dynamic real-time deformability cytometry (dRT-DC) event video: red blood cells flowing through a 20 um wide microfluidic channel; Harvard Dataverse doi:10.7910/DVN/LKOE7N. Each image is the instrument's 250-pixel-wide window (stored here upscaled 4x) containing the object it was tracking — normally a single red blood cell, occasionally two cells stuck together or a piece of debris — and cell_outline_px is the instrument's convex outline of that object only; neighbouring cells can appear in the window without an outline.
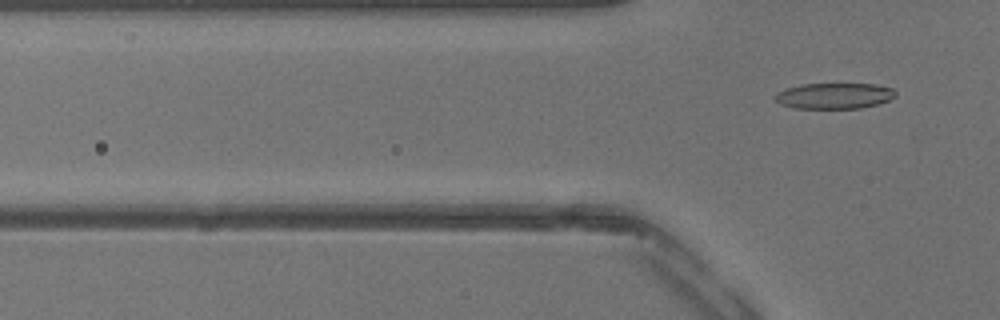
{"species": "common noctule bat (a hibernating species)", "species_latin": "Nyctalus noctula", "temperature_condition": "warm", "stored_images_in_passage": 5, "camera_frame_rate_fps": 3000, "um_per_image_px": 0.085, "animal": {"sex": "male", "body_mass_g": 13.3}, "frame": {"image": 1, "passage_image": 5, "time_ms": 1.333, "image_size_px": [1000, 320], "cell_outline_px": [[896, 96], [888, 100], [876, 104], [860, 108], [796, 108], [780, 104], [776, 100], [776, 92], [800, 84], [876, 84], [892, 88], [896, 92]], "centroid_in_image_um": [70.92, 8.14], "position_along_channel_um": 54.9, "area_um2": 17.98}}